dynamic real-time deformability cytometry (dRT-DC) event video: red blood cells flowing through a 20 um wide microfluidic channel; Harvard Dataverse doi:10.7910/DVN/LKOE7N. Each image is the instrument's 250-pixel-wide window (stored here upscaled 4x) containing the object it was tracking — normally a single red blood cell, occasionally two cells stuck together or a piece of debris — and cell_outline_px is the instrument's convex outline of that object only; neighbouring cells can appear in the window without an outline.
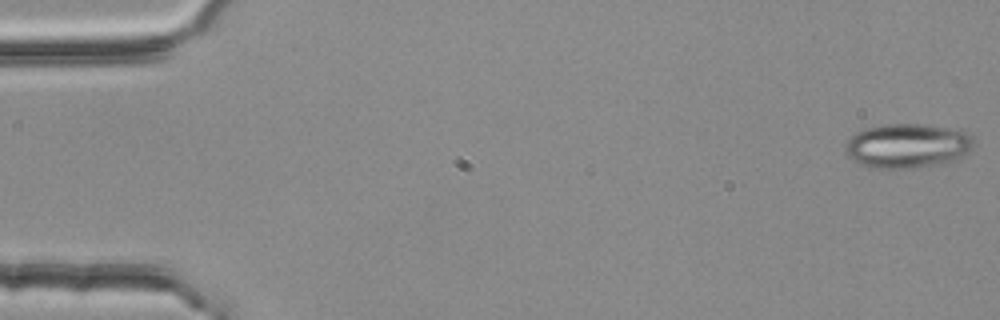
{"species": "common noctule bat (a hibernating species)", "species_latin": "Nyctalus noctula", "temperature_condition": "room temperature", "stored_images_in_passage": 4, "camera_frame_rate_fps": 3000, "um_per_image_px": 0.085, "animal": {"sex": "female", "body_mass_g": 25.1}, "frame": {"image": 1, "passage_image": 1, "time_ms": 0.0, "image_size_px": [1000, 320], "cell_outline_px": [[972, 144], [956, 160], [936, 164], [900, 168], [876, 168], [852, 160], [844, 152], [844, 144], [856, 132], [864, 128], [884, 124], [920, 124], [960, 128], [968, 132], [972, 136]], "centroid_in_image_um": [77.09, 12.35], "position_along_channel_um": 7.9, "area_um2": 33.0}}